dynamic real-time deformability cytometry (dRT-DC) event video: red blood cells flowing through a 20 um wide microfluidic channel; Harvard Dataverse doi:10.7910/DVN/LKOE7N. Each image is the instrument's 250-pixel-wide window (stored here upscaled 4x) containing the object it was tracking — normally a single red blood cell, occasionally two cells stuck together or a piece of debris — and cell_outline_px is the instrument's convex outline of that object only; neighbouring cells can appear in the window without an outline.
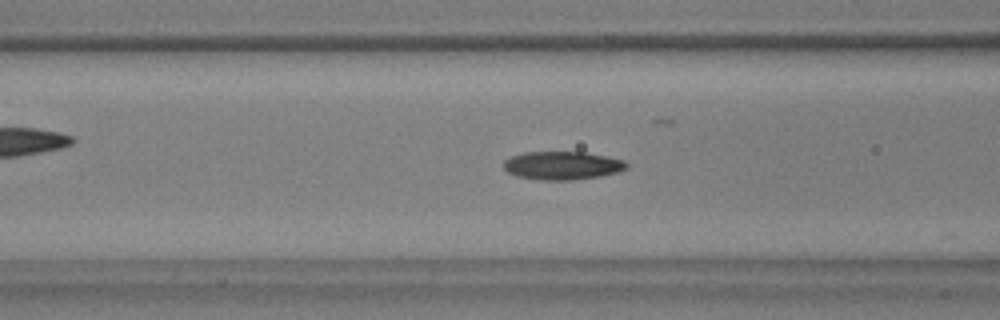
{"species": "common noctule bat (a hibernating species)", "species_latin": "Nyctalus noctula", "temperature_condition": "warm", "stored_images_in_passage": 14, "camera_frame_rate_fps": 3000, "um_per_image_px": 0.085, "animal": {"sex": "male", "body_mass_g": 17.9, "forearm_length_mm": 54.2}, "frame": {"image": 1, "passage_image": 13, "time_ms": 4.0, "image_size_px": [1000, 320], "cell_outline_px": [[628, 168], [620, 172], [600, 176], [572, 180], [544, 180], [516, 176], [508, 172], [504, 168], [504, 160], [508, 156], [524, 152], [584, 152], [608, 156], [624, 160], [628, 164]], "centroid_in_image_um": [47.81, 14.06], "position_along_channel_um": 118.8, "area_um2": 20.46}}